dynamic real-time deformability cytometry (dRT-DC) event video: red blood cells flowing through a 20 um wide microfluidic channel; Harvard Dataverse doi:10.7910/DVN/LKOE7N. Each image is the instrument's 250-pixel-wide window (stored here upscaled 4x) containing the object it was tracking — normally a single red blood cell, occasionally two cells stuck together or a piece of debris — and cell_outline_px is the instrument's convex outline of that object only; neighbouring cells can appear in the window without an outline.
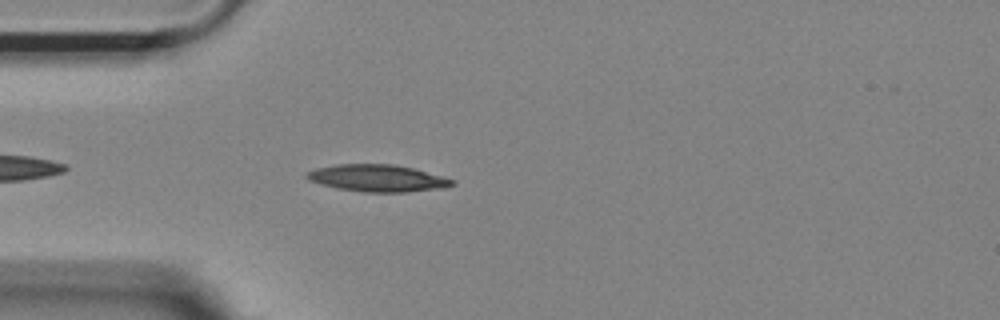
{"species": "Egyptian fruit bat (a non-hibernating species)", "species_latin": "Rousettus aegyptiacus", "temperature_condition": "room temperature", "stored_images_in_passage": 24, "camera_frame_rate_fps": 3000, "um_per_image_px": 0.085, "animal": {"sex": "female"}, "frame": {"image": 1, "passage_image": 4, "time_ms": 1.0, "image_size_px": [1000, 320], "cell_outline_px": [[456, 184], [444, 188], [404, 192], [364, 192], [336, 188], [308, 180], [304, 176], [308, 172], [316, 168], [336, 164], [392, 164], [412, 168], [456, 180]], "centroid_in_image_um": [32.09, 15.14], "position_along_channel_um": 52.9, "area_um2": 22.83}}
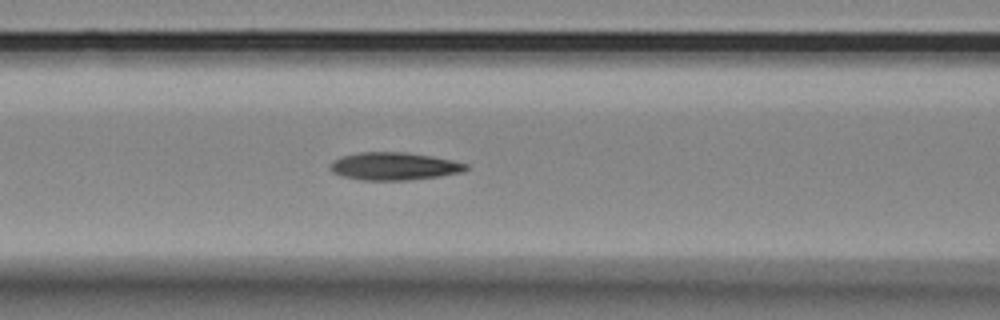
{"frame": {"image": 2, "passage_image": 11, "time_ms": 3.333, "image_size_px": [1000, 320], "cell_outline_px": [[468, 168], [464, 172], [440, 176], [408, 180], [360, 180], [340, 176], [332, 172], [328, 168], [332, 160], [340, 156], [360, 152], [404, 152], [432, 156], [452, 160], [468, 164]], "centroid_in_image_um": [33.46, 14.13], "position_along_channel_um": 133.1, "area_um2": 22.2}}
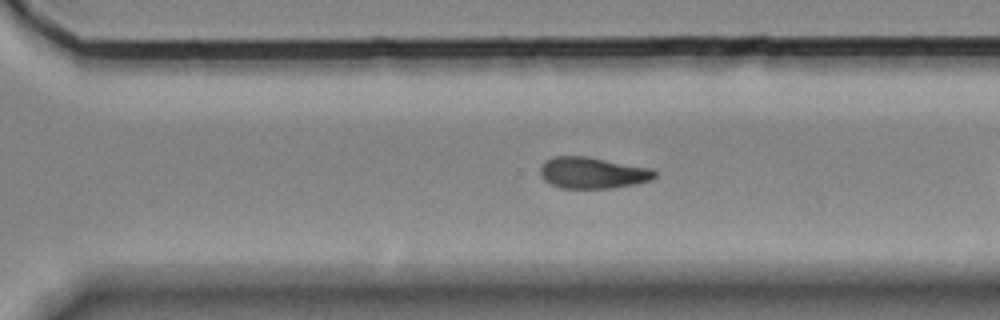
{"frame": {"image": 3, "passage_image": 23, "time_ms": 7.333, "image_size_px": [1000, 320], "cell_outline_px": [[656, 176], [652, 180], [636, 184], [612, 188], [560, 188], [544, 180], [540, 176], [540, 164], [544, 160], [552, 156], [588, 156], [652, 168], [656, 172]], "centroid_in_image_um": [50.36, 14.68], "position_along_channel_um": 320.2, "area_um2": 21.27}}